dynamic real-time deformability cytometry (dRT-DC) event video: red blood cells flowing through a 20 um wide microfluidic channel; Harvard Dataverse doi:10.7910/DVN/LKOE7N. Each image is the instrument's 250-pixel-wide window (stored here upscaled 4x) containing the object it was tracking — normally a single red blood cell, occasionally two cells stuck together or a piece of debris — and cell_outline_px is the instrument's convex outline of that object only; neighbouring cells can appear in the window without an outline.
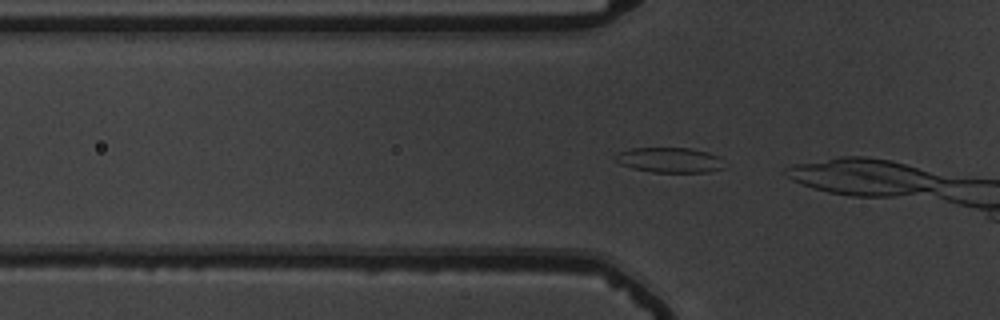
{"species": "common noctule bat (a hibernating species)", "species_latin": "Nyctalus noctula", "temperature_condition": "warm", "stored_images_in_passage": 4, "camera_frame_rate_fps": 3000, "um_per_image_px": 0.085, "animal": {"sex": "male", "body_mass_g": 19.5, "forearm_length_mm": 54.6}, "frame": {"image": 1, "passage_image": 2, "time_ms": 0.333, "image_size_px": [1000, 320], "cell_outline_px": [[724, 168], [708, 172], [652, 172], [632, 168], [620, 164], [612, 156], [620, 152], [632, 148], [692, 148], [708, 152], [720, 156]], "centroid_in_image_um": [56.92, 13.6], "position_along_channel_um": 68.9, "area_um2": 16.01}}